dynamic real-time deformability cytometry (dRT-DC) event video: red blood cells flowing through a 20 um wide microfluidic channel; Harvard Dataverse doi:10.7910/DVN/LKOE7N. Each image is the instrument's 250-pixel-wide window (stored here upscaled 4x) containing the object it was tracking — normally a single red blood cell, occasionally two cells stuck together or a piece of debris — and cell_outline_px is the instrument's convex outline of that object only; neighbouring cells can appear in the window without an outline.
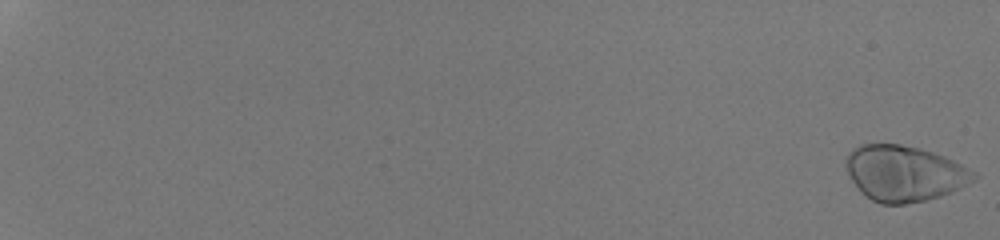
{"species": "human", "species_latin": "Homo sapiens", "temperature_condition": "room temperature", "stored_images_in_passage": 30, "camera_frame_rate_fps": 3000, "um_per_image_px": 0.085, "donor": {"sex": "male"}, "frame": {"image": 1, "passage_image": 1, "time_ms": 0.0, "image_size_px": [1000, 240], "cell_outline_px": [[980, 176], [976, 180], [952, 192], [940, 196], [924, 200], [904, 204], [880, 204], [872, 200], [860, 192], [852, 180], [844, 164], [844, 160], [848, 152], [852, 148], [860, 144], [900, 144], [920, 148], [944, 156], [976, 172]], "centroid_in_image_um": [76.85, 14.73], "position_along_channel_um": 8.1, "area_um2": 41.73}}
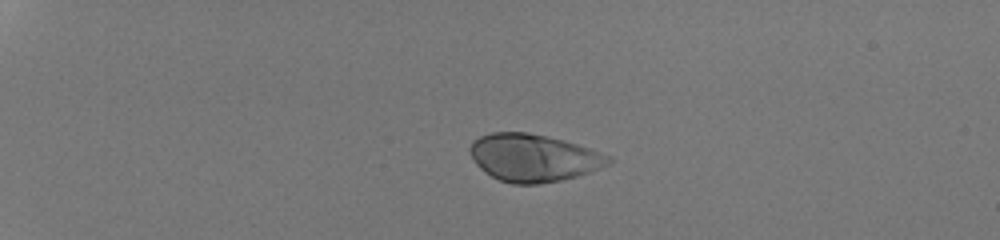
{"frame": {"image": 2, "passage_image": 16, "time_ms": 5.0, "image_size_px": [1000, 240], "cell_outline_px": [[612, 160], [608, 164], [588, 172], [576, 176], [560, 180], [536, 184], [512, 184], [500, 180], [484, 172], [472, 160], [468, 152], [468, 148], [472, 140], [480, 136], [492, 132], [528, 132], [548, 136], [564, 140], [612, 156]], "centroid_in_image_um": [45.28, 13.4], "position_along_channel_um": 39.7, "area_um2": 38.38}}
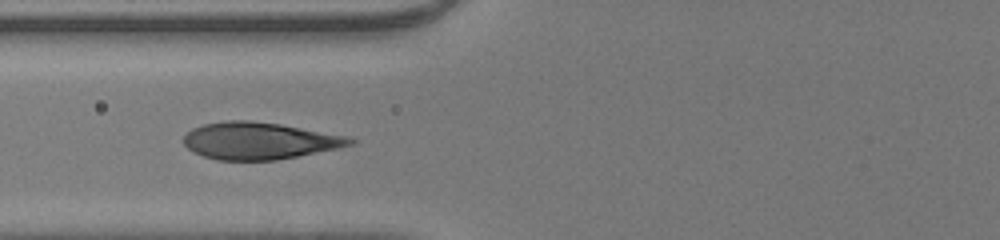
{"frame": {"image": 3, "passage_image": 27, "time_ms": 8.667, "image_size_px": [1000, 240], "cell_outline_px": [[356, 144], [276, 160], [216, 160], [192, 152], [184, 144], [184, 136], [192, 128], [204, 124], [228, 120], [252, 120], [280, 124], [348, 136], [356, 140]], "centroid_in_image_um": [22.03, 11.96], "position_along_channel_um": 103.8, "area_um2": 35.78}}